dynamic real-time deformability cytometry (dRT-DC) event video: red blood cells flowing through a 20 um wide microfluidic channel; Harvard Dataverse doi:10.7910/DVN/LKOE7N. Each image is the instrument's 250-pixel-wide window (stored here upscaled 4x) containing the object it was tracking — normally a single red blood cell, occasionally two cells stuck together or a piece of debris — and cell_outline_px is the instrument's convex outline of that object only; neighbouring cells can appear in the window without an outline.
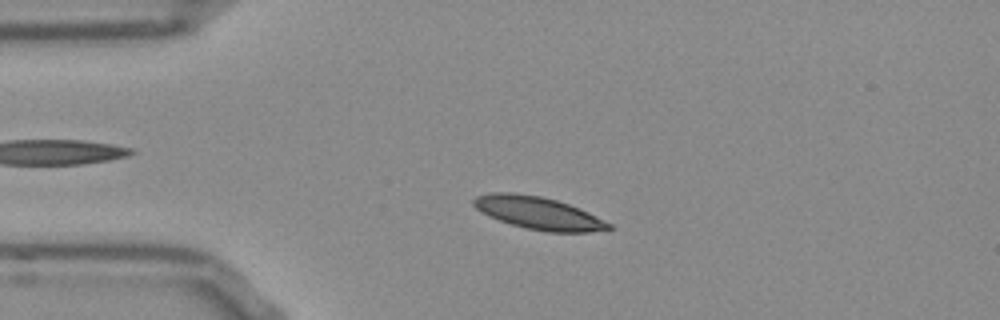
{"species": "Egyptian fruit bat (a non-hibernating species)", "species_latin": "Rousettus aegyptiacus", "temperature_condition": "room temperature", "stored_images_in_passage": 52, "camera_frame_rate_fps": 3000, "um_per_image_px": 0.085, "frame": {"image": 1, "passage_image": 10, "time_ms": 3.0, "image_size_px": [1000, 320], "cell_outline_px": [[612, 228], [588, 232], [548, 232], [524, 228], [500, 220], [476, 208], [472, 204], [472, 200], [476, 196], [492, 192], [512, 192], [540, 196], [556, 200], [580, 208], [612, 224]], "centroid_in_image_um": [45.77, 18.1], "position_along_channel_um": 39.2, "area_um2": 25.37}}
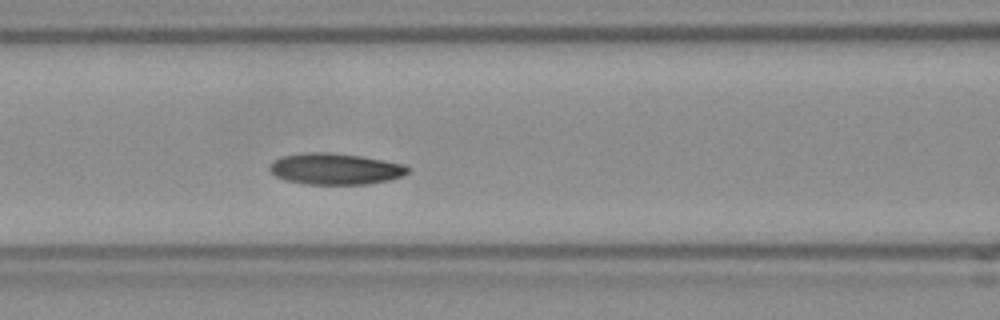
{"frame": {"image": 2, "passage_image": 20, "time_ms": 6.333, "image_size_px": [1000, 320], "cell_outline_px": [[408, 172], [404, 176], [388, 180], [368, 184], [304, 184], [284, 180], [276, 176], [268, 168], [280, 156], [308, 152], [328, 152], [360, 156], [384, 160], [404, 164], [408, 168]], "centroid_in_image_um": [28.5, 14.36], "position_along_channel_um": 138.1, "area_um2": 25.14}}
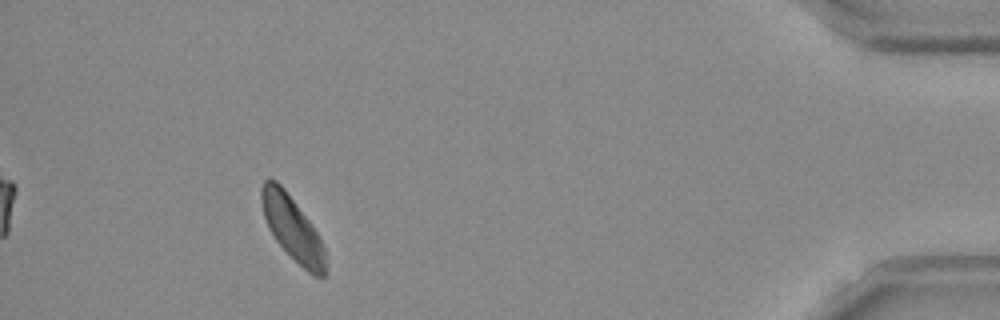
{"frame": {"image": 3, "passage_image": 47, "time_ms": 15.333, "image_size_px": [1000, 320], "cell_outline_px": [[324, 276], [316, 276], [308, 272], [276, 240], [268, 228], [264, 216], [260, 200], [260, 188], [264, 180], [276, 180], [284, 188], [308, 220], [316, 232], [324, 248]], "centroid_in_image_um": [24.8, 19.34], "position_along_channel_um": 410.4, "area_um2": 23.06}, "authors_computed_cell_mechanics": {"area_um2": 24.5072, "velocity_mm_per_s": 3.7282, "shape_relaxation_time_tau1_ms": 3.649, "shape_relaxation_time_tau2_ms": 5.5309, "deformation_change_tau1": 0.0884, "deformation_change_tau2": 0.1034}}